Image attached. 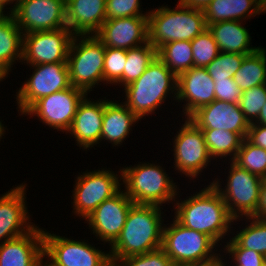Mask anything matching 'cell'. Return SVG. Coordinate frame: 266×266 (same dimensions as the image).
<instances>
[{
    "instance_id": "1",
    "label": "cell",
    "mask_w": 266,
    "mask_h": 266,
    "mask_svg": "<svg viewBox=\"0 0 266 266\" xmlns=\"http://www.w3.org/2000/svg\"><path fill=\"white\" fill-rule=\"evenodd\" d=\"M185 199H175L172 216L184 227L210 236L222 248L224 238L229 239L231 228H236L220 193L209 184Z\"/></svg>"
},
{
    "instance_id": "2",
    "label": "cell",
    "mask_w": 266,
    "mask_h": 266,
    "mask_svg": "<svg viewBox=\"0 0 266 266\" xmlns=\"http://www.w3.org/2000/svg\"><path fill=\"white\" fill-rule=\"evenodd\" d=\"M164 208L134 204L119 237L109 247L112 265L119 259L145 254L161 248Z\"/></svg>"
},
{
    "instance_id": "3",
    "label": "cell",
    "mask_w": 266,
    "mask_h": 266,
    "mask_svg": "<svg viewBox=\"0 0 266 266\" xmlns=\"http://www.w3.org/2000/svg\"><path fill=\"white\" fill-rule=\"evenodd\" d=\"M122 89L123 103L141 122L145 116L156 114L169 97L176 102L177 76L156 57L138 79Z\"/></svg>"
},
{
    "instance_id": "4",
    "label": "cell",
    "mask_w": 266,
    "mask_h": 266,
    "mask_svg": "<svg viewBox=\"0 0 266 266\" xmlns=\"http://www.w3.org/2000/svg\"><path fill=\"white\" fill-rule=\"evenodd\" d=\"M164 168L157 160L155 163L143 161L121 168L122 187L134 204L164 207L163 204L173 205L175 199L180 198L179 185Z\"/></svg>"
},
{
    "instance_id": "5",
    "label": "cell",
    "mask_w": 266,
    "mask_h": 266,
    "mask_svg": "<svg viewBox=\"0 0 266 266\" xmlns=\"http://www.w3.org/2000/svg\"><path fill=\"white\" fill-rule=\"evenodd\" d=\"M161 249L170 257L174 266L219 264L222 252L210 236L184 227L174 217L171 223L163 226Z\"/></svg>"
},
{
    "instance_id": "6",
    "label": "cell",
    "mask_w": 266,
    "mask_h": 266,
    "mask_svg": "<svg viewBox=\"0 0 266 266\" xmlns=\"http://www.w3.org/2000/svg\"><path fill=\"white\" fill-rule=\"evenodd\" d=\"M178 4L149 9L148 42L157 50L171 41H192L207 29L204 10Z\"/></svg>"
},
{
    "instance_id": "7",
    "label": "cell",
    "mask_w": 266,
    "mask_h": 266,
    "mask_svg": "<svg viewBox=\"0 0 266 266\" xmlns=\"http://www.w3.org/2000/svg\"><path fill=\"white\" fill-rule=\"evenodd\" d=\"M105 49L95 35L73 37L67 58L71 86L89 94L103 83Z\"/></svg>"
},
{
    "instance_id": "8",
    "label": "cell",
    "mask_w": 266,
    "mask_h": 266,
    "mask_svg": "<svg viewBox=\"0 0 266 266\" xmlns=\"http://www.w3.org/2000/svg\"><path fill=\"white\" fill-rule=\"evenodd\" d=\"M75 178L74 189L71 191L72 213L82 220L88 218L102 202L112 198L122 188L121 168L118 172L111 168L86 170Z\"/></svg>"
},
{
    "instance_id": "9",
    "label": "cell",
    "mask_w": 266,
    "mask_h": 266,
    "mask_svg": "<svg viewBox=\"0 0 266 266\" xmlns=\"http://www.w3.org/2000/svg\"><path fill=\"white\" fill-rule=\"evenodd\" d=\"M228 164L226 167L228 174L225 177L226 185L224 180L219 178L220 176L213 178L209 184H212L220 193L229 214L234 219L252 217L257 211L263 178L239 168L232 161H229Z\"/></svg>"
},
{
    "instance_id": "10",
    "label": "cell",
    "mask_w": 266,
    "mask_h": 266,
    "mask_svg": "<svg viewBox=\"0 0 266 266\" xmlns=\"http://www.w3.org/2000/svg\"><path fill=\"white\" fill-rule=\"evenodd\" d=\"M88 240H73L43 229V259L49 266H112L110 253Z\"/></svg>"
},
{
    "instance_id": "11",
    "label": "cell",
    "mask_w": 266,
    "mask_h": 266,
    "mask_svg": "<svg viewBox=\"0 0 266 266\" xmlns=\"http://www.w3.org/2000/svg\"><path fill=\"white\" fill-rule=\"evenodd\" d=\"M182 119L185 120L184 124L182 123L172 138L174 157L172 168L175 169V174L189 177L188 179H193L194 183L195 178L199 180L204 169L213 164L211 160L214 161L209 156L203 131L189 118L182 117Z\"/></svg>"
},
{
    "instance_id": "12",
    "label": "cell",
    "mask_w": 266,
    "mask_h": 266,
    "mask_svg": "<svg viewBox=\"0 0 266 266\" xmlns=\"http://www.w3.org/2000/svg\"><path fill=\"white\" fill-rule=\"evenodd\" d=\"M34 69L23 85L16 90V105L23 115L37 100L71 87L67 63L28 65Z\"/></svg>"
},
{
    "instance_id": "13",
    "label": "cell",
    "mask_w": 266,
    "mask_h": 266,
    "mask_svg": "<svg viewBox=\"0 0 266 266\" xmlns=\"http://www.w3.org/2000/svg\"><path fill=\"white\" fill-rule=\"evenodd\" d=\"M87 95L82 89L71 86L37 100L24 114L29 118L37 117L44 125L53 130L67 132L73 122L78 105Z\"/></svg>"
},
{
    "instance_id": "14",
    "label": "cell",
    "mask_w": 266,
    "mask_h": 266,
    "mask_svg": "<svg viewBox=\"0 0 266 266\" xmlns=\"http://www.w3.org/2000/svg\"><path fill=\"white\" fill-rule=\"evenodd\" d=\"M75 35L69 28L23 34L22 64L67 63Z\"/></svg>"
},
{
    "instance_id": "15",
    "label": "cell",
    "mask_w": 266,
    "mask_h": 266,
    "mask_svg": "<svg viewBox=\"0 0 266 266\" xmlns=\"http://www.w3.org/2000/svg\"><path fill=\"white\" fill-rule=\"evenodd\" d=\"M13 16L23 34L68 28L65 0H21Z\"/></svg>"
},
{
    "instance_id": "16",
    "label": "cell",
    "mask_w": 266,
    "mask_h": 266,
    "mask_svg": "<svg viewBox=\"0 0 266 266\" xmlns=\"http://www.w3.org/2000/svg\"><path fill=\"white\" fill-rule=\"evenodd\" d=\"M134 205L133 201L121 189L112 198L102 202L92 213L85 219L89 225L91 233L98 239L108 243L111 246L119 237L126 221L130 208Z\"/></svg>"
},
{
    "instance_id": "17",
    "label": "cell",
    "mask_w": 266,
    "mask_h": 266,
    "mask_svg": "<svg viewBox=\"0 0 266 266\" xmlns=\"http://www.w3.org/2000/svg\"><path fill=\"white\" fill-rule=\"evenodd\" d=\"M26 189L27 184L21 183L0 195V244L28 233L38 225L31 222Z\"/></svg>"
},
{
    "instance_id": "18",
    "label": "cell",
    "mask_w": 266,
    "mask_h": 266,
    "mask_svg": "<svg viewBox=\"0 0 266 266\" xmlns=\"http://www.w3.org/2000/svg\"><path fill=\"white\" fill-rule=\"evenodd\" d=\"M215 100V83L206 68L193 67L177 76L176 102H185L181 116L189 118L200 107Z\"/></svg>"
},
{
    "instance_id": "19",
    "label": "cell",
    "mask_w": 266,
    "mask_h": 266,
    "mask_svg": "<svg viewBox=\"0 0 266 266\" xmlns=\"http://www.w3.org/2000/svg\"><path fill=\"white\" fill-rule=\"evenodd\" d=\"M95 36L105 47L130 49L148 42V16L106 19Z\"/></svg>"
},
{
    "instance_id": "20",
    "label": "cell",
    "mask_w": 266,
    "mask_h": 266,
    "mask_svg": "<svg viewBox=\"0 0 266 266\" xmlns=\"http://www.w3.org/2000/svg\"><path fill=\"white\" fill-rule=\"evenodd\" d=\"M88 94L78 105L70 129L65 133L75 138L79 149L88 151L94 146H100L105 97L97 100H90Z\"/></svg>"
},
{
    "instance_id": "21",
    "label": "cell",
    "mask_w": 266,
    "mask_h": 266,
    "mask_svg": "<svg viewBox=\"0 0 266 266\" xmlns=\"http://www.w3.org/2000/svg\"><path fill=\"white\" fill-rule=\"evenodd\" d=\"M189 119L200 129H223L247 137L249 122L238 104L214 100L200 107Z\"/></svg>"
},
{
    "instance_id": "22",
    "label": "cell",
    "mask_w": 266,
    "mask_h": 266,
    "mask_svg": "<svg viewBox=\"0 0 266 266\" xmlns=\"http://www.w3.org/2000/svg\"><path fill=\"white\" fill-rule=\"evenodd\" d=\"M43 228L0 244V266H39L43 262Z\"/></svg>"
},
{
    "instance_id": "23",
    "label": "cell",
    "mask_w": 266,
    "mask_h": 266,
    "mask_svg": "<svg viewBox=\"0 0 266 266\" xmlns=\"http://www.w3.org/2000/svg\"><path fill=\"white\" fill-rule=\"evenodd\" d=\"M67 27L74 35H95L106 20V0H65Z\"/></svg>"
},
{
    "instance_id": "24",
    "label": "cell",
    "mask_w": 266,
    "mask_h": 266,
    "mask_svg": "<svg viewBox=\"0 0 266 266\" xmlns=\"http://www.w3.org/2000/svg\"><path fill=\"white\" fill-rule=\"evenodd\" d=\"M120 100H110L105 97L100 143L107 141L113 147L123 145L131 133L132 126L140 121Z\"/></svg>"
},
{
    "instance_id": "25",
    "label": "cell",
    "mask_w": 266,
    "mask_h": 266,
    "mask_svg": "<svg viewBox=\"0 0 266 266\" xmlns=\"http://www.w3.org/2000/svg\"><path fill=\"white\" fill-rule=\"evenodd\" d=\"M243 24L244 21L227 20L207 26L220 52L248 55L259 48L251 45V34Z\"/></svg>"
},
{
    "instance_id": "26",
    "label": "cell",
    "mask_w": 266,
    "mask_h": 266,
    "mask_svg": "<svg viewBox=\"0 0 266 266\" xmlns=\"http://www.w3.org/2000/svg\"><path fill=\"white\" fill-rule=\"evenodd\" d=\"M262 13L265 11L256 0H213L204 10L206 26L227 20L246 22Z\"/></svg>"
},
{
    "instance_id": "27",
    "label": "cell",
    "mask_w": 266,
    "mask_h": 266,
    "mask_svg": "<svg viewBox=\"0 0 266 266\" xmlns=\"http://www.w3.org/2000/svg\"><path fill=\"white\" fill-rule=\"evenodd\" d=\"M22 58L23 33L13 15L5 16L0 20V69L9 75Z\"/></svg>"
},
{
    "instance_id": "28",
    "label": "cell",
    "mask_w": 266,
    "mask_h": 266,
    "mask_svg": "<svg viewBox=\"0 0 266 266\" xmlns=\"http://www.w3.org/2000/svg\"><path fill=\"white\" fill-rule=\"evenodd\" d=\"M240 220L246 221V226L236 231V234L232 229L234 235L230 236L232 238H229L222 247L251 249L266 257V220L255 217H241L234 219L233 224L237 225L236 222Z\"/></svg>"
},
{
    "instance_id": "29",
    "label": "cell",
    "mask_w": 266,
    "mask_h": 266,
    "mask_svg": "<svg viewBox=\"0 0 266 266\" xmlns=\"http://www.w3.org/2000/svg\"><path fill=\"white\" fill-rule=\"evenodd\" d=\"M233 81L245 91L258 85L266 84V49L263 46L244 57L240 68L233 76Z\"/></svg>"
},
{
    "instance_id": "30",
    "label": "cell",
    "mask_w": 266,
    "mask_h": 266,
    "mask_svg": "<svg viewBox=\"0 0 266 266\" xmlns=\"http://www.w3.org/2000/svg\"><path fill=\"white\" fill-rule=\"evenodd\" d=\"M204 134L209 156L219 162L223 158L232 161L241 147L243 138L238 133L223 129H201ZM230 156V157H228ZM228 157V158H227ZM227 158V159H226ZM219 159V161H217Z\"/></svg>"
},
{
    "instance_id": "31",
    "label": "cell",
    "mask_w": 266,
    "mask_h": 266,
    "mask_svg": "<svg viewBox=\"0 0 266 266\" xmlns=\"http://www.w3.org/2000/svg\"><path fill=\"white\" fill-rule=\"evenodd\" d=\"M157 57V49L149 42L127 49L126 65L123 70L122 78L115 84V86L125 87L138 79L147 69V67Z\"/></svg>"
},
{
    "instance_id": "32",
    "label": "cell",
    "mask_w": 266,
    "mask_h": 266,
    "mask_svg": "<svg viewBox=\"0 0 266 266\" xmlns=\"http://www.w3.org/2000/svg\"><path fill=\"white\" fill-rule=\"evenodd\" d=\"M157 57L176 76L194 67L190 41H171L157 50Z\"/></svg>"
},
{
    "instance_id": "33",
    "label": "cell",
    "mask_w": 266,
    "mask_h": 266,
    "mask_svg": "<svg viewBox=\"0 0 266 266\" xmlns=\"http://www.w3.org/2000/svg\"><path fill=\"white\" fill-rule=\"evenodd\" d=\"M232 162L261 178H266V150L253 145L246 138Z\"/></svg>"
},
{
    "instance_id": "34",
    "label": "cell",
    "mask_w": 266,
    "mask_h": 266,
    "mask_svg": "<svg viewBox=\"0 0 266 266\" xmlns=\"http://www.w3.org/2000/svg\"><path fill=\"white\" fill-rule=\"evenodd\" d=\"M245 56L239 53L220 52L205 68L213 81L233 80Z\"/></svg>"
},
{
    "instance_id": "35",
    "label": "cell",
    "mask_w": 266,
    "mask_h": 266,
    "mask_svg": "<svg viewBox=\"0 0 266 266\" xmlns=\"http://www.w3.org/2000/svg\"><path fill=\"white\" fill-rule=\"evenodd\" d=\"M193 51L194 67L205 68L220 53L212 33L207 28L190 41Z\"/></svg>"
},
{
    "instance_id": "36",
    "label": "cell",
    "mask_w": 266,
    "mask_h": 266,
    "mask_svg": "<svg viewBox=\"0 0 266 266\" xmlns=\"http://www.w3.org/2000/svg\"><path fill=\"white\" fill-rule=\"evenodd\" d=\"M266 103V84L258 85L242 92L238 106L249 124L254 123Z\"/></svg>"
},
{
    "instance_id": "37",
    "label": "cell",
    "mask_w": 266,
    "mask_h": 266,
    "mask_svg": "<svg viewBox=\"0 0 266 266\" xmlns=\"http://www.w3.org/2000/svg\"><path fill=\"white\" fill-rule=\"evenodd\" d=\"M126 49L106 47L103 66V85H115L123 76L126 65Z\"/></svg>"
},
{
    "instance_id": "38",
    "label": "cell",
    "mask_w": 266,
    "mask_h": 266,
    "mask_svg": "<svg viewBox=\"0 0 266 266\" xmlns=\"http://www.w3.org/2000/svg\"><path fill=\"white\" fill-rule=\"evenodd\" d=\"M141 0H106V19H118L132 16H148L142 9ZM142 9V10H141ZM144 11V12H143Z\"/></svg>"
},
{
    "instance_id": "39",
    "label": "cell",
    "mask_w": 266,
    "mask_h": 266,
    "mask_svg": "<svg viewBox=\"0 0 266 266\" xmlns=\"http://www.w3.org/2000/svg\"><path fill=\"white\" fill-rule=\"evenodd\" d=\"M113 266H174L170 257L160 248L145 254L117 260Z\"/></svg>"
},
{
    "instance_id": "40",
    "label": "cell",
    "mask_w": 266,
    "mask_h": 266,
    "mask_svg": "<svg viewBox=\"0 0 266 266\" xmlns=\"http://www.w3.org/2000/svg\"><path fill=\"white\" fill-rule=\"evenodd\" d=\"M225 259H232L234 266H264L266 257L262 254L246 248H221ZM228 254V255H227ZM231 255V256H230ZM229 256V257H227Z\"/></svg>"
},
{
    "instance_id": "41",
    "label": "cell",
    "mask_w": 266,
    "mask_h": 266,
    "mask_svg": "<svg viewBox=\"0 0 266 266\" xmlns=\"http://www.w3.org/2000/svg\"><path fill=\"white\" fill-rule=\"evenodd\" d=\"M215 83V99L227 103L238 104L242 96V90L233 80H217Z\"/></svg>"
},
{
    "instance_id": "42",
    "label": "cell",
    "mask_w": 266,
    "mask_h": 266,
    "mask_svg": "<svg viewBox=\"0 0 266 266\" xmlns=\"http://www.w3.org/2000/svg\"><path fill=\"white\" fill-rule=\"evenodd\" d=\"M246 139L253 145L266 150V125L251 123Z\"/></svg>"
},
{
    "instance_id": "43",
    "label": "cell",
    "mask_w": 266,
    "mask_h": 266,
    "mask_svg": "<svg viewBox=\"0 0 266 266\" xmlns=\"http://www.w3.org/2000/svg\"><path fill=\"white\" fill-rule=\"evenodd\" d=\"M252 217L266 220V178L262 180L257 211Z\"/></svg>"
},
{
    "instance_id": "44",
    "label": "cell",
    "mask_w": 266,
    "mask_h": 266,
    "mask_svg": "<svg viewBox=\"0 0 266 266\" xmlns=\"http://www.w3.org/2000/svg\"><path fill=\"white\" fill-rule=\"evenodd\" d=\"M211 1L213 0H178V2L184 6L200 10H205Z\"/></svg>"
},
{
    "instance_id": "45",
    "label": "cell",
    "mask_w": 266,
    "mask_h": 266,
    "mask_svg": "<svg viewBox=\"0 0 266 266\" xmlns=\"http://www.w3.org/2000/svg\"><path fill=\"white\" fill-rule=\"evenodd\" d=\"M8 6H10L9 8H6ZM9 9L10 11H5ZM0 11L5 15V16H9V15H13V11H14V7L11 6V4L8 2V0H0ZM7 12V14H6Z\"/></svg>"
},
{
    "instance_id": "46",
    "label": "cell",
    "mask_w": 266,
    "mask_h": 266,
    "mask_svg": "<svg viewBox=\"0 0 266 266\" xmlns=\"http://www.w3.org/2000/svg\"><path fill=\"white\" fill-rule=\"evenodd\" d=\"M254 123L266 125V103L262 107V109L260 110V114L258 116V119Z\"/></svg>"
},
{
    "instance_id": "47",
    "label": "cell",
    "mask_w": 266,
    "mask_h": 266,
    "mask_svg": "<svg viewBox=\"0 0 266 266\" xmlns=\"http://www.w3.org/2000/svg\"><path fill=\"white\" fill-rule=\"evenodd\" d=\"M2 122H3V120L2 119H0V141H1V139L3 138H5V137H2V136H5V132H6V127L7 126H4V124H2Z\"/></svg>"
},
{
    "instance_id": "48",
    "label": "cell",
    "mask_w": 266,
    "mask_h": 266,
    "mask_svg": "<svg viewBox=\"0 0 266 266\" xmlns=\"http://www.w3.org/2000/svg\"><path fill=\"white\" fill-rule=\"evenodd\" d=\"M227 263H228V264H227ZM229 263H230L232 266H234L231 262H229V259H228V260H225L224 256H223L222 253H221L220 260H219V264H220L221 266H231Z\"/></svg>"
},
{
    "instance_id": "49",
    "label": "cell",
    "mask_w": 266,
    "mask_h": 266,
    "mask_svg": "<svg viewBox=\"0 0 266 266\" xmlns=\"http://www.w3.org/2000/svg\"><path fill=\"white\" fill-rule=\"evenodd\" d=\"M7 77L8 75L0 69V82H2L3 80H6Z\"/></svg>"
},
{
    "instance_id": "50",
    "label": "cell",
    "mask_w": 266,
    "mask_h": 266,
    "mask_svg": "<svg viewBox=\"0 0 266 266\" xmlns=\"http://www.w3.org/2000/svg\"><path fill=\"white\" fill-rule=\"evenodd\" d=\"M21 0H8V2L15 7Z\"/></svg>"
},
{
    "instance_id": "51",
    "label": "cell",
    "mask_w": 266,
    "mask_h": 266,
    "mask_svg": "<svg viewBox=\"0 0 266 266\" xmlns=\"http://www.w3.org/2000/svg\"><path fill=\"white\" fill-rule=\"evenodd\" d=\"M263 9H264V11L266 13V0H263Z\"/></svg>"
},
{
    "instance_id": "52",
    "label": "cell",
    "mask_w": 266,
    "mask_h": 266,
    "mask_svg": "<svg viewBox=\"0 0 266 266\" xmlns=\"http://www.w3.org/2000/svg\"><path fill=\"white\" fill-rule=\"evenodd\" d=\"M263 7V0H256Z\"/></svg>"
},
{
    "instance_id": "53",
    "label": "cell",
    "mask_w": 266,
    "mask_h": 266,
    "mask_svg": "<svg viewBox=\"0 0 266 266\" xmlns=\"http://www.w3.org/2000/svg\"><path fill=\"white\" fill-rule=\"evenodd\" d=\"M39 266H49V265L43 261Z\"/></svg>"
},
{
    "instance_id": "54",
    "label": "cell",
    "mask_w": 266,
    "mask_h": 266,
    "mask_svg": "<svg viewBox=\"0 0 266 266\" xmlns=\"http://www.w3.org/2000/svg\"><path fill=\"white\" fill-rule=\"evenodd\" d=\"M5 17V15L0 11V20L2 19V18H4Z\"/></svg>"
},
{
    "instance_id": "55",
    "label": "cell",
    "mask_w": 266,
    "mask_h": 266,
    "mask_svg": "<svg viewBox=\"0 0 266 266\" xmlns=\"http://www.w3.org/2000/svg\"><path fill=\"white\" fill-rule=\"evenodd\" d=\"M211 266H221L220 264H214V265H211Z\"/></svg>"
}]
</instances>
